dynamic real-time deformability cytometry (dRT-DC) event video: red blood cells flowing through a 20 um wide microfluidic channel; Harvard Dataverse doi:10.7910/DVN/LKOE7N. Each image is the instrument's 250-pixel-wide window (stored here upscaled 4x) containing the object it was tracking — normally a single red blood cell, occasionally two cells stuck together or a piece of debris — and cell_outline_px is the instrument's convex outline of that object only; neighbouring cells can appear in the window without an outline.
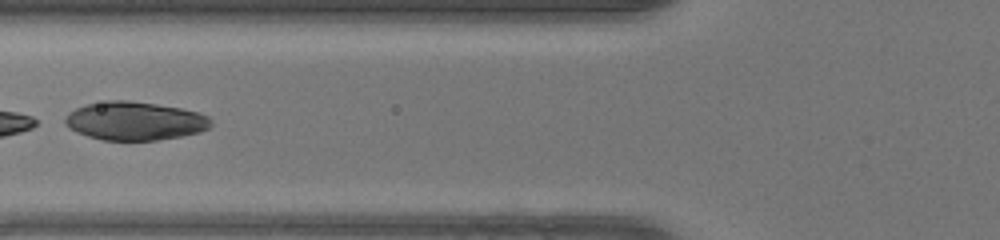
{"species": "human", "species_latin": "Homo sapiens", "temperature_condition": "warm", "stored_images_in_passage": 36, "segment_of_instrument_passage": [2, 2], "camera_frame_rate_fps": 3000, "um_per_image_px": 0.085, "donor": {"sex": "female"}, "frame": {"image": 1, "passage_image": 19, "time_ms": 6.0, "image_size_px": [1000, 240], "cell_outline_px": [[212, 124], [208, 128], [200, 132], [180, 136], [156, 140], [104, 140], [88, 136], [76, 132], [68, 128], [64, 124], [64, 120], [76, 108], [88, 104], [108, 100], [128, 100], [156, 104], [180, 108], [196, 112], [208, 116], [212, 120]], "centroid_in_image_um": [11.46, 10.28], "position_along_channel_um": 114.3, "area_um2": 32.48}}